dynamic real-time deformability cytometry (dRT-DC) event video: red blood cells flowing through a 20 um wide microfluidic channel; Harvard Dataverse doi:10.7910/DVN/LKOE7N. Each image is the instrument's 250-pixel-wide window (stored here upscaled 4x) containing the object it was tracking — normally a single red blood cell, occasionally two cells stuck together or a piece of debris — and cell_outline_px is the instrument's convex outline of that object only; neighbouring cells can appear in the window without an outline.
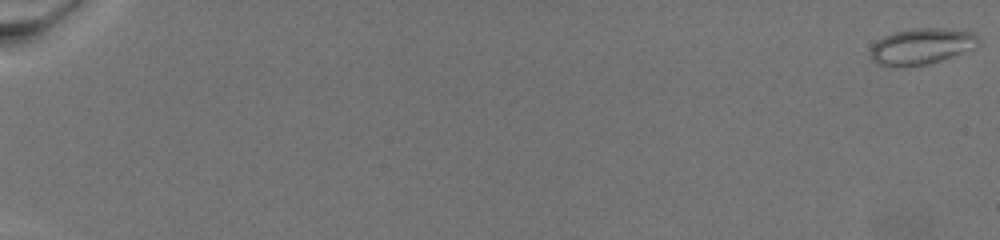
{"species": "common noctule bat (a hibernating species)", "species_latin": "Nyctalus noctula", "temperature_condition": "warm", "stored_images_in_passage": 15, "camera_frame_rate_fps": 3000, "um_per_image_px": 0.085, "animal": {"sex": "female", "body_mass_g": 19.5, "forearm_length_mm": 54.1}, "frame": {"image": 1, "passage_image": 1, "time_ms": 0.0, "image_size_px": [1000, 240], "cell_outline_px": [[980, 44], [976, 48], [940, 60], [924, 64], [900, 68], [888, 68], [876, 64], [872, 60], [868, 52], [872, 44], [876, 40], [892, 32], [912, 28], [944, 28], [976, 32], [980, 40]], "centroid_in_image_um": [78.29, 3.94], "position_along_channel_um": 6.7, "area_um2": 23.47}}